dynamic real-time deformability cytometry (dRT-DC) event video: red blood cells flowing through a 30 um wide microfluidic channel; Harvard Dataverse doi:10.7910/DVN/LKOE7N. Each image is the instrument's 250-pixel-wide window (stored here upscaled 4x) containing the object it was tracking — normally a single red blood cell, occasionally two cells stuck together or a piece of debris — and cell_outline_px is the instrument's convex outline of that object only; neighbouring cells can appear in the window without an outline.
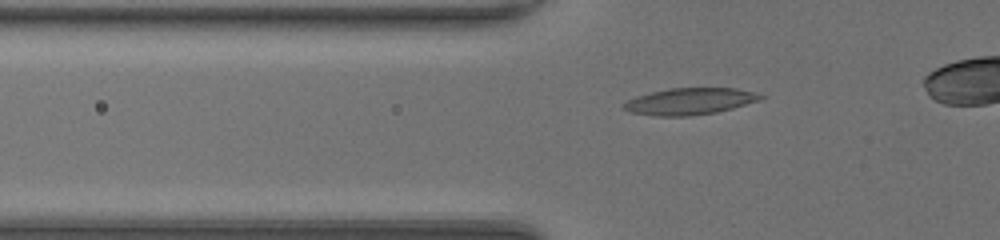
{"species": "common noctule bat (a hibernating species)", "species_latin": "Nyctalus noctula", "temperature_condition": "room temperature", "stored_images_in_passage": 35, "camera_frame_rate_fps": 3000, "um_per_image_px": 0.085, "animal": {"sex": "female", "body_mass_g": 20.0, "forearm_length_mm": 54.0}, "frame": {"image": 1, "passage_image": 8, "time_ms": 2.333, "image_size_px": [1000, 240], "cell_outline_px": [[768, 96], [760, 100], [732, 108], [716, 112], [688, 116], [652, 116], [628, 112], [620, 108], [620, 104], [636, 96], [668, 88], [736, 88]], "centroid_in_image_um": [58.57, 8.62], "position_along_channel_um": 67.2, "area_um2": 21.44}}
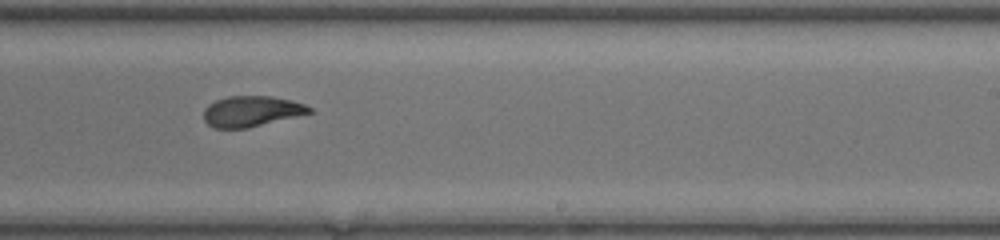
{"frame": {"image": 2, "passage_image": 22, "time_ms": 7.0, "image_size_px": [1000, 240], "cell_outline_px": [[312, 112], [248, 128], [212, 128], [204, 120], [204, 108], [208, 104], [216, 100], [228, 96], [272, 96], [292, 100], [304, 104], [312, 108]], "centroid_in_image_um": [21.35, 9.45], "position_along_channel_um": 267.7, "area_um2": 18.84}}
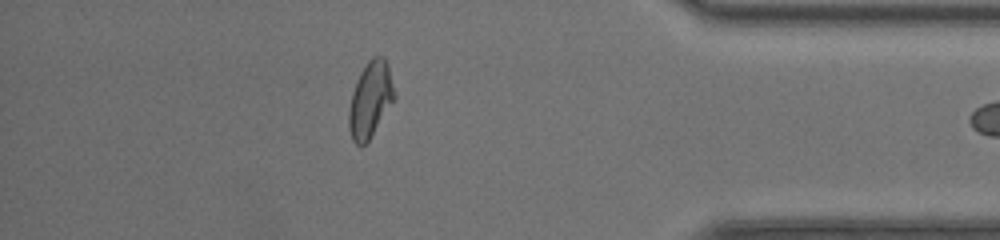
{"frame": {"image": 3, "passage_image": 33, "time_ms": 10.667, "image_size_px": [1000, 240], "cell_outline_px": [[396, 100], [368, 140], [360, 148], [352, 140], [348, 128], [348, 112], [352, 92], [356, 80], [360, 72], [368, 60], [372, 56], [384, 56], [388, 64], [396, 96]], "centroid_in_image_um": [31.48, 8.46], "position_along_channel_um": 403.7, "area_um2": 20.46}}